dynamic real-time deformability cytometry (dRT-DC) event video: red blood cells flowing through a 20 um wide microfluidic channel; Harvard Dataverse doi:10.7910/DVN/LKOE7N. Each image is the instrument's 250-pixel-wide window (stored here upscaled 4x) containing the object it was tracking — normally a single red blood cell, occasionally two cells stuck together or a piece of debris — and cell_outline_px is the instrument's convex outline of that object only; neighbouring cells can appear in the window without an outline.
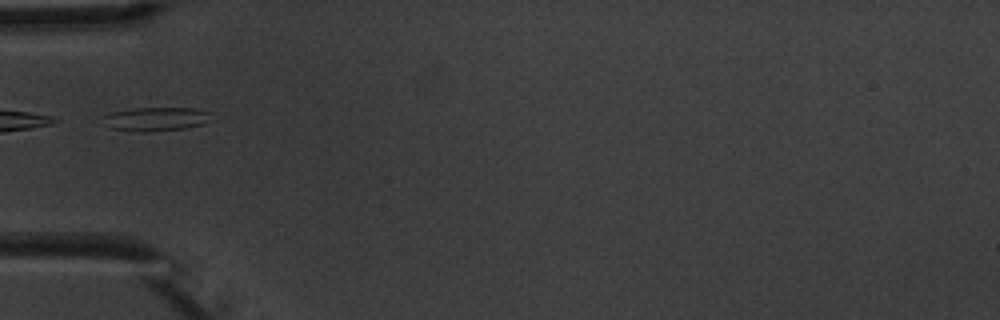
{"species": "common noctule bat (a hibernating species)", "species_latin": "Nyctalus noctula", "temperature_condition": "warm", "stored_images_in_passage": 6, "camera_frame_rate_fps": 3000, "um_per_image_px": 0.085, "animal": {"sex": "male", "body_mass_g": 20.1, "forearm_length_mm": 53.5}, "frame": {"image": 1, "passage_image": 6, "time_ms": 5.667, "image_size_px": [1000, 320], "cell_outline_px": [[212, 120], [204, 124], [184, 128], [148, 132], [136, 132], [108, 128], [100, 116], [112, 112], [132, 108], [192, 108], [212, 112]], "centroid_in_image_um": [13.24, 10.12], "position_along_channel_um": 71.8, "area_um2": 15.37}}